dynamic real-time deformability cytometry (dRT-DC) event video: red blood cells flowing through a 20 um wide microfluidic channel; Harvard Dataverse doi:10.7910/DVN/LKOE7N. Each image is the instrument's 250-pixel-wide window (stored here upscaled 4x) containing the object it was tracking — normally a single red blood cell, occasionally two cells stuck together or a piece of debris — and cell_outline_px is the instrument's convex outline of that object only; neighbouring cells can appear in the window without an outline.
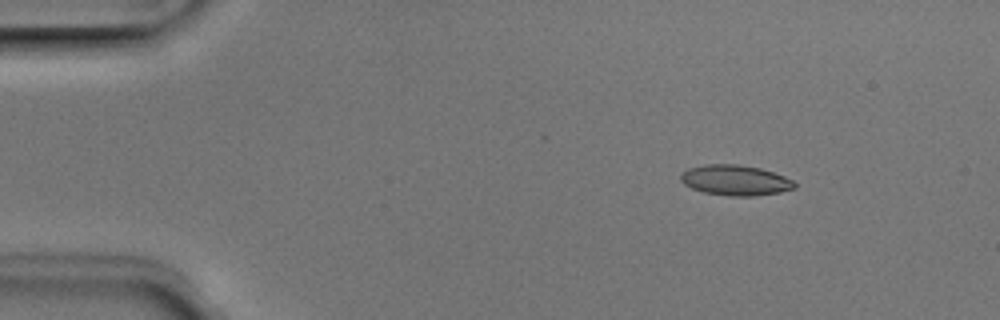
{"species": "Egyptian fruit bat (a non-hibernating species)", "species_latin": "Rousettus aegyptiacus", "temperature_condition": "room temperature", "stored_images_in_passage": 4, "camera_frame_rate_fps": 3000, "um_per_image_px": 0.085, "animal": {"sex": "male"}, "frame": {"image": 1, "passage_image": 1, "time_ms": 0.0, "image_size_px": [1000, 320], "cell_outline_px": [[796, 188], [780, 192], [756, 196], [732, 196], [704, 192], [692, 188], [684, 184], [680, 180], [680, 176], [688, 168], [704, 164], [740, 164], [760, 168], [784, 176], [792, 180], [796, 184]], "centroid_in_image_um": [62.51, 15.31], "position_along_channel_um": 22.5, "area_um2": 20.17}}